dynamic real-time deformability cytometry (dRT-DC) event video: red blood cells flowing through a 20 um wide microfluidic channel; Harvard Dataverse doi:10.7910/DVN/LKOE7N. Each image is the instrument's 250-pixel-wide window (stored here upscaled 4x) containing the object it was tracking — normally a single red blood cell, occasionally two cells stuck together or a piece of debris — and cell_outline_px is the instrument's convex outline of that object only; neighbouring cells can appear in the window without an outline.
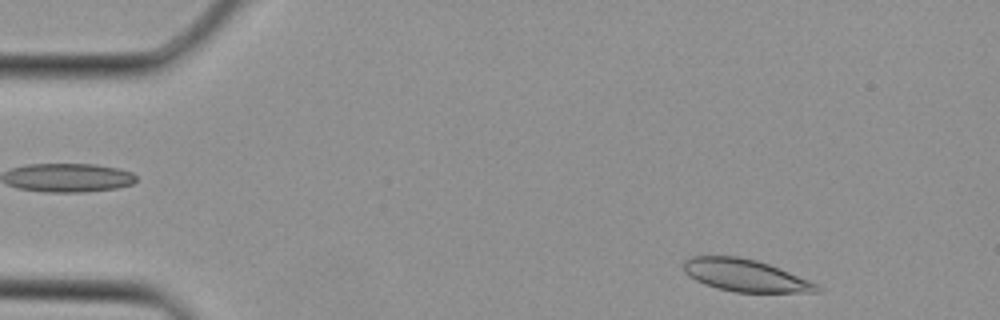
{"species": "Egyptian fruit bat (a non-hibernating species)", "species_latin": "Rousettus aegyptiacus", "temperature_condition": "cold", "stored_images_in_passage": 2, "camera_frame_rate_fps": 3000, "um_per_image_px": 0.085, "animal": {"sex": "female"}, "frame": {"image": 1, "passage_image": 2, "time_ms": 0.333, "image_size_px": [1000, 320], "cell_outline_px": [[820, 292], [736, 292], [716, 288], [704, 284], [688, 276], [684, 272], [684, 260], [692, 256], [736, 256], [756, 260], [768, 264], [808, 280], [816, 284], [820, 288]], "centroid_in_image_um": [63.29, 23.41], "position_along_channel_um": 21.7, "area_um2": 24.74}}